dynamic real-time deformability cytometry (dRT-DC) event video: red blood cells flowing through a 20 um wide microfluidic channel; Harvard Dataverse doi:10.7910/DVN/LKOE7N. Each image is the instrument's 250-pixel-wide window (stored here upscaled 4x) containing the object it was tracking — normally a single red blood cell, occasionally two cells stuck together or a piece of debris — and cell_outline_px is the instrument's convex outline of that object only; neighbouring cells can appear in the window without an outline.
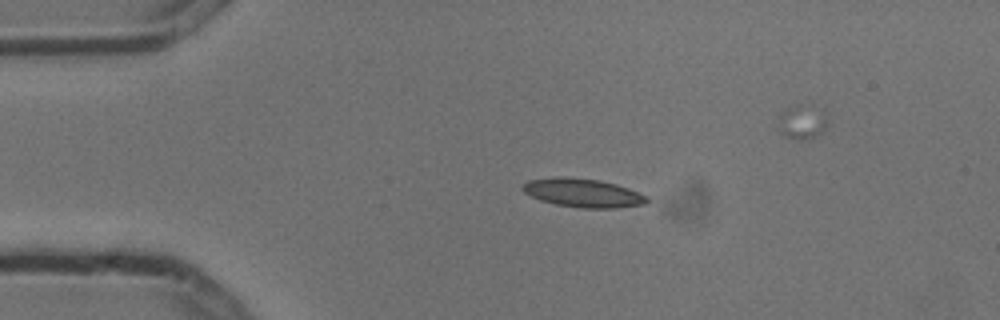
{"species": "common noctule bat (a hibernating species)", "species_latin": "Nyctalus noctula", "temperature_condition": "cold", "stored_images_in_passage": 4, "camera_frame_rate_fps": 3000, "um_per_image_px": 0.085, "animal": {"sex": "male", "body_mass_g": 13.3}, "frame": {"image": 1, "passage_image": 2, "time_ms": 0.333, "image_size_px": [1000, 320], "cell_outline_px": [[648, 200], [644, 204], [616, 208], [580, 208], [556, 204], [540, 200], [524, 192], [520, 188], [528, 180], [552, 176], [564, 176], [600, 180], [616, 184], [628, 188], [648, 196]], "centroid_in_image_um": [49.53, 16.38], "position_along_channel_um": 35.5, "area_um2": 20.87}}